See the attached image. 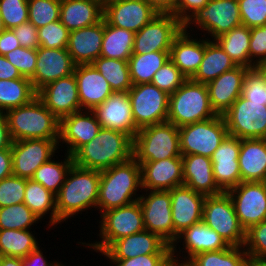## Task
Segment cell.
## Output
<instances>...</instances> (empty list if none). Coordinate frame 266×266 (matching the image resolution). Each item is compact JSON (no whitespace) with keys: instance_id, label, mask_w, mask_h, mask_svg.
Listing matches in <instances>:
<instances>
[{"instance_id":"obj_43","label":"cell","mask_w":266,"mask_h":266,"mask_svg":"<svg viewBox=\"0 0 266 266\" xmlns=\"http://www.w3.org/2000/svg\"><path fill=\"white\" fill-rule=\"evenodd\" d=\"M39 221L24 203L0 208V229L28 230Z\"/></svg>"},{"instance_id":"obj_11","label":"cell","mask_w":266,"mask_h":266,"mask_svg":"<svg viewBox=\"0 0 266 266\" xmlns=\"http://www.w3.org/2000/svg\"><path fill=\"white\" fill-rule=\"evenodd\" d=\"M191 25L208 33L212 40L216 39L242 25L238 0H209L184 24V29L189 33L194 30ZM188 28L192 30L189 31Z\"/></svg>"},{"instance_id":"obj_36","label":"cell","mask_w":266,"mask_h":266,"mask_svg":"<svg viewBox=\"0 0 266 266\" xmlns=\"http://www.w3.org/2000/svg\"><path fill=\"white\" fill-rule=\"evenodd\" d=\"M37 96L30 79L26 77L0 79V113L26 105Z\"/></svg>"},{"instance_id":"obj_65","label":"cell","mask_w":266,"mask_h":266,"mask_svg":"<svg viewBox=\"0 0 266 266\" xmlns=\"http://www.w3.org/2000/svg\"><path fill=\"white\" fill-rule=\"evenodd\" d=\"M0 266H22V258L0 256Z\"/></svg>"},{"instance_id":"obj_50","label":"cell","mask_w":266,"mask_h":266,"mask_svg":"<svg viewBox=\"0 0 266 266\" xmlns=\"http://www.w3.org/2000/svg\"><path fill=\"white\" fill-rule=\"evenodd\" d=\"M242 25L251 28L266 25V0H238Z\"/></svg>"},{"instance_id":"obj_39","label":"cell","mask_w":266,"mask_h":266,"mask_svg":"<svg viewBox=\"0 0 266 266\" xmlns=\"http://www.w3.org/2000/svg\"><path fill=\"white\" fill-rule=\"evenodd\" d=\"M32 229H0V256L26 257L39 247V242Z\"/></svg>"},{"instance_id":"obj_8","label":"cell","mask_w":266,"mask_h":266,"mask_svg":"<svg viewBox=\"0 0 266 266\" xmlns=\"http://www.w3.org/2000/svg\"><path fill=\"white\" fill-rule=\"evenodd\" d=\"M228 135L222 115L179 127L181 155H202L211 158Z\"/></svg>"},{"instance_id":"obj_56","label":"cell","mask_w":266,"mask_h":266,"mask_svg":"<svg viewBox=\"0 0 266 266\" xmlns=\"http://www.w3.org/2000/svg\"><path fill=\"white\" fill-rule=\"evenodd\" d=\"M240 147L241 139L227 135L220 146L214 151L211 157L212 163L239 162Z\"/></svg>"},{"instance_id":"obj_30","label":"cell","mask_w":266,"mask_h":266,"mask_svg":"<svg viewBox=\"0 0 266 266\" xmlns=\"http://www.w3.org/2000/svg\"><path fill=\"white\" fill-rule=\"evenodd\" d=\"M182 161L185 186L205 196L223 193L214 180L211 158L193 154L182 156Z\"/></svg>"},{"instance_id":"obj_27","label":"cell","mask_w":266,"mask_h":266,"mask_svg":"<svg viewBox=\"0 0 266 266\" xmlns=\"http://www.w3.org/2000/svg\"><path fill=\"white\" fill-rule=\"evenodd\" d=\"M74 75L81 110H93L113 93L105 77L92 64L75 66Z\"/></svg>"},{"instance_id":"obj_29","label":"cell","mask_w":266,"mask_h":266,"mask_svg":"<svg viewBox=\"0 0 266 266\" xmlns=\"http://www.w3.org/2000/svg\"><path fill=\"white\" fill-rule=\"evenodd\" d=\"M184 28L175 37L169 52V59L189 79L198 70L204 53L205 38H193ZM199 39V40H198Z\"/></svg>"},{"instance_id":"obj_59","label":"cell","mask_w":266,"mask_h":266,"mask_svg":"<svg viewBox=\"0 0 266 266\" xmlns=\"http://www.w3.org/2000/svg\"><path fill=\"white\" fill-rule=\"evenodd\" d=\"M41 250L42 248L38 247L22 258V266H61V262L49 261Z\"/></svg>"},{"instance_id":"obj_19","label":"cell","mask_w":266,"mask_h":266,"mask_svg":"<svg viewBox=\"0 0 266 266\" xmlns=\"http://www.w3.org/2000/svg\"><path fill=\"white\" fill-rule=\"evenodd\" d=\"M147 254H172V247L158 234L144 230L114 241L103 253L106 259H128Z\"/></svg>"},{"instance_id":"obj_48","label":"cell","mask_w":266,"mask_h":266,"mask_svg":"<svg viewBox=\"0 0 266 266\" xmlns=\"http://www.w3.org/2000/svg\"><path fill=\"white\" fill-rule=\"evenodd\" d=\"M0 17L6 29L28 21V0H0Z\"/></svg>"},{"instance_id":"obj_57","label":"cell","mask_w":266,"mask_h":266,"mask_svg":"<svg viewBox=\"0 0 266 266\" xmlns=\"http://www.w3.org/2000/svg\"><path fill=\"white\" fill-rule=\"evenodd\" d=\"M12 30L21 47L37 49L40 46L38 28L29 21L12 28Z\"/></svg>"},{"instance_id":"obj_38","label":"cell","mask_w":266,"mask_h":266,"mask_svg":"<svg viewBox=\"0 0 266 266\" xmlns=\"http://www.w3.org/2000/svg\"><path fill=\"white\" fill-rule=\"evenodd\" d=\"M170 51L132 54L128 59L132 85L151 83L153 75L169 60Z\"/></svg>"},{"instance_id":"obj_53","label":"cell","mask_w":266,"mask_h":266,"mask_svg":"<svg viewBox=\"0 0 266 266\" xmlns=\"http://www.w3.org/2000/svg\"><path fill=\"white\" fill-rule=\"evenodd\" d=\"M212 166L214 180L223 192L241 183L239 162L212 163Z\"/></svg>"},{"instance_id":"obj_9","label":"cell","mask_w":266,"mask_h":266,"mask_svg":"<svg viewBox=\"0 0 266 266\" xmlns=\"http://www.w3.org/2000/svg\"><path fill=\"white\" fill-rule=\"evenodd\" d=\"M222 116L228 135L239 139H266V102L250 101L240 95Z\"/></svg>"},{"instance_id":"obj_49","label":"cell","mask_w":266,"mask_h":266,"mask_svg":"<svg viewBox=\"0 0 266 266\" xmlns=\"http://www.w3.org/2000/svg\"><path fill=\"white\" fill-rule=\"evenodd\" d=\"M26 179L15 175L0 181V208L23 203L25 198Z\"/></svg>"},{"instance_id":"obj_34","label":"cell","mask_w":266,"mask_h":266,"mask_svg":"<svg viewBox=\"0 0 266 266\" xmlns=\"http://www.w3.org/2000/svg\"><path fill=\"white\" fill-rule=\"evenodd\" d=\"M23 203L41 220L49 214L47 226H57L56 198L53 193L32 179H26L25 198Z\"/></svg>"},{"instance_id":"obj_14","label":"cell","mask_w":266,"mask_h":266,"mask_svg":"<svg viewBox=\"0 0 266 266\" xmlns=\"http://www.w3.org/2000/svg\"><path fill=\"white\" fill-rule=\"evenodd\" d=\"M140 195L138 201L141 205L145 230L158 234L172 246L174 244V224L170 191L142 190Z\"/></svg>"},{"instance_id":"obj_63","label":"cell","mask_w":266,"mask_h":266,"mask_svg":"<svg viewBox=\"0 0 266 266\" xmlns=\"http://www.w3.org/2000/svg\"><path fill=\"white\" fill-rule=\"evenodd\" d=\"M22 78L18 69L13 66L3 55H0V79L12 80Z\"/></svg>"},{"instance_id":"obj_3","label":"cell","mask_w":266,"mask_h":266,"mask_svg":"<svg viewBox=\"0 0 266 266\" xmlns=\"http://www.w3.org/2000/svg\"><path fill=\"white\" fill-rule=\"evenodd\" d=\"M140 189L142 191L141 165L133 157L100 171L96 210L99 209L98 213L101 214L137 201L141 196L137 194Z\"/></svg>"},{"instance_id":"obj_46","label":"cell","mask_w":266,"mask_h":266,"mask_svg":"<svg viewBox=\"0 0 266 266\" xmlns=\"http://www.w3.org/2000/svg\"><path fill=\"white\" fill-rule=\"evenodd\" d=\"M70 31L60 20L38 28L39 44L44 48H67Z\"/></svg>"},{"instance_id":"obj_12","label":"cell","mask_w":266,"mask_h":266,"mask_svg":"<svg viewBox=\"0 0 266 266\" xmlns=\"http://www.w3.org/2000/svg\"><path fill=\"white\" fill-rule=\"evenodd\" d=\"M135 126H146L167 121L169 95L152 83L132 85L128 91Z\"/></svg>"},{"instance_id":"obj_51","label":"cell","mask_w":266,"mask_h":266,"mask_svg":"<svg viewBox=\"0 0 266 266\" xmlns=\"http://www.w3.org/2000/svg\"><path fill=\"white\" fill-rule=\"evenodd\" d=\"M243 248L249 256L266 259V220L245 231Z\"/></svg>"},{"instance_id":"obj_4","label":"cell","mask_w":266,"mask_h":266,"mask_svg":"<svg viewBox=\"0 0 266 266\" xmlns=\"http://www.w3.org/2000/svg\"><path fill=\"white\" fill-rule=\"evenodd\" d=\"M5 115L12 141L59 140L60 120L37 96L26 105L8 110Z\"/></svg>"},{"instance_id":"obj_55","label":"cell","mask_w":266,"mask_h":266,"mask_svg":"<svg viewBox=\"0 0 266 266\" xmlns=\"http://www.w3.org/2000/svg\"><path fill=\"white\" fill-rule=\"evenodd\" d=\"M110 266H172V254H147L128 259H109ZM113 264V265H112Z\"/></svg>"},{"instance_id":"obj_13","label":"cell","mask_w":266,"mask_h":266,"mask_svg":"<svg viewBox=\"0 0 266 266\" xmlns=\"http://www.w3.org/2000/svg\"><path fill=\"white\" fill-rule=\"evenodd\" d=\"M184 25L173 14H157L134 34L133 54L170 51Z\"/></svg>"},{"instance_id":"obj_41","label":"cell","mask_w":266,"mask_h":266,"mask_svg":"<svg viewBox=\"0 0 266 266\" xmlns=\"http://www.w3.org/2000/svg\"><path fill=\"white\" fill-rule=\"evenodd\" d=\"M92 65L105 77L113 92H128L132 87L128 60L100 56Z\"/></svg>"},{"instance_id":"obj_20","label":"cell","mask_w":266,"mask_h":266,"mask_svg":"<svg viewBox=\"0 0 266 266\" xmlns=\"http://www.w3.org/2000/svg\"><path fill=\"white\" fill-rule=\"evenodd\" d=\"M101 128L92 110L72 113L60 120L58 143H65L66 153L72 156L80 147L96 137Z\"/></svg>"},{"instance_id":"obj_5","label":"cell","mask_w":266,"mask_h":266,"mask_svg":"<svg viewBox=\"0 0 266 266\" xmlns=\"http://www.w3.org/2000/svg\"><path fill=\"white\" fill-rule=\"evenodd\" d=\"M215 116L217 114L211 107L206 84L189 78L169 95L167 121L178 128Z\"/></svg>"},{"instance_id":"obj_69","label":"cell","mask_w":266,"mask_h":266,"mask_svg":"<svg viewBox=\"0 0 266 266\" xmlns=\"http://www.w3.org/2000/svg\"><path fill=\"white\" fill-rule=\"evenodd\" d=\"M172 266H184V265H180V264H173Z\"/></svg>"},{"instance_id":"obj_42","label":"cell","mask_w":266,"mask_h":266,"mask_svg":"<svg viewBox=\"0 0 266 266\" xmlns=\"http://www.w3.org/2000/svg\"><path fill=\"white\" fill-rule=\"evenodd\" d=\"M248 254L243 246L196 254L184 266H244Z\"/></svg>"},{"instance_id":"obj_33","label":"cell","mask_w":266,"mask_h":266,"mask_svg":"<svg viewBox=\"0 0 266 266\" xmlns=\"http://www.w3.org/2000/svg\"><path fill=\"white\" fill-rule=\"evenodd\" d=\"M207 38V39H206ZM205 38V53L202 62L191 80L207 84L222 73L236 67L230 56L213 39Z\"/></svg>"},{"instance_id":"obj_2","label":"cell","mask_w":266,"mask_h":266,"mask_svg":"<svg viewBox=\"0 0 266 266\" xmlns=\"http://www.w3.org/2000/svg\"><path fill=\"white\" fill-rule=\"evenodd\" d=\"M100 171L72 165L56 198L57 218L62 222L70 217L97 208Z\"/></svg>"},{"instance_id":"obj_45","label":"cell","mask_w":266,"mask_h":266,"mask_svg":"<svg viewBox=\"0 0 266 266\" xmlns=\"http://www.w3.org/2000/svg\"><path fill=\"white\" fill-rule=\"evenodd\" d=\"M187 79L188 78L169 59L153 75L151 83L168 95H171Z\"/></svg>"},{"instance_id":"obj_21","label":"cell","mask_w":266,"mask_h":266,"mask_svg":"<svg viewBox=\"0 0 266 266\" xmlns=\"http://www.w3.org/2000/svg\"><path fill=\"white\" fill-rule=\"evenodd\" d=\"M75 63L67 48H37L34 76L30 79L36 92L47 84L74 73Z\"/></svg>"},{"instance_id":"obj_16","label":"cell","mask_w":266,"mask_h":266,"mask_svg":"<svg viewBox=\"0 0 266 266\" xmlns=\"http://www.w3.org/2000/svg\"><path fill=\"white\" fill-rule=\"evenodd\" d=\"M59 140L24 139L12 141L13 175L31 179L35 171L59 149Z\"/></svg>"},{"instance_id":"obj_52","label":"cell","mask_w":266,"mask_h":266,"mask_svg":"<svg viewBox=\"0 0 266 266\" xmlns=\"http://www.w3.org/2000/svg\"><path fill=\"white\" fill-rule=\"evenodd\" d=\"M4 57L15 66L22 77L31 79L34 76L37 61V49L18 47Z\"/></svg>"},{"instance_id":"obj_24","label":"cell","mask_w":266,"mask_h":266,"mask_svg":"<svg viewBox=\"0 0 266 266\" xmlns=\"http://www.w3.org/2000/svg\"><path fill=\"white\" fill-rule=\"evenodd\" d=\"M92 111L103 128L122 131L132 138L139 130L135 126L128 92H113Z\"/></svg>"},{"instance_id":"obj_68","label":"cell","mask_w":266,"mask_h":266,"mask_svg":"<svg viewBox=\"0 0 266 266\" xmlns=\"http://www.w3.org/2000/svg\"><path fill=\"white\" fill-rule=\"evenodd\" d=\"M264 87L266 91V66H264Z\"/></svg>"},{"instance_id":"obj_60","label":"cell","mask_w":266,"mask_h":266,"mask_svg":"<svg viewBox=\"0 0 266 266\" xmlns=\"http://www.w3.org/2000/svg\"><path fill=\"white\" fill-rule=\"evenodd\" d=\"M20 47L19 40L16 38L12 29H5L0 34V55H5L10 51Z\"/></svg>"},{"instance_id":"obj_66","label":"cell","mask_w":266,"mask_h":266,"mask_svg":"<svg viewBox=\"0 0 266 266\" xmlns=\"http://www.w3.org/2000/svg\"><path fill=\"white\" fill-rule=\"evenodd\" d=\"M244 266H266V259L247 256Z\"/></svg>"},{"instance_id":"obj_58","label":"cell","mask_w":266,"mask_h":266,"mask_svg":"<svg viewBox=\"0 0 266 266\" xmlns=\"http://www.w3.org/2000/svg\"><path fill=\"white\" fill-rule=\"evenodd\" d=\"M209 0H177L173 15L184 25L192 15L204 7Z\"/></svg>"},{"instance_id":"obj_6","label":"cell","mask_w":266,"mask_h":266,"mask_svg":"<svg viewBox=\"0 0 266 266\" xmlns=\"http://www.w3.org/2000/svg\"><path fill=\"white\" fill-rule=\"evenodd\" d=\"M182 157L179 128L166 121L140 128L133 138V158L139 163Z\"/></svg>"},{"instance_id":"obj_22","label":"cell","mask_w":266,"mask_h":266,"mask_svg":"<svg viewBox=\"0 0 266 266\" xmlns=\"http://www.w3.org/2000/svg\"><path fill=\"white\" fill-rule=\"evenodd\" d=\"M37 97L59 120L81 111L74 73L47 84L37 92Z\"/></svg>"},{"instance_id":"obj_17","label":"cell","mask_w":266,"mask_h":266,"mask_svg":"<svg viewBox=\"0 0 266 266\" xmlns=\"http://www.w3.org/2000/svg\"><path fill=\"white\" fill-rule=\"evenodd\" d=\"M179 242L180 245L183 244V247L179 246V248H177ZM171 247L173 262L175 264L185 265L196 254L206 251L223 250L230 247V245L216 231L209 228L201 221L189 228H186L182 233H180L178 239ZM177 250H179V252ZM181 254L185 257H181Z\"/></svg>"},{"instance_id":"obj_37","label":"cell","mask_w":266,"mask_h":266,"mask_svg":"<svg viewBox=\"0 0 266 266\" xmlns=\"http://www.w3.org/2000/svg\"><path fill=\"white\" fill-rule=\"evenodd\" d=\"M221 48L230 56L236 66L250 68L249 43L250 28L244 25L233 28L232 30L214 39Z\"/></svg>"},{"instance_id":"obj_61","label":"cell","mask_w":266,"mask_h":266,"mask_svg":"<svg viewBox=\"0 0 266 266\" xmlns=\"http://www.w3.org/2000/svg\"><path fill=\"white\" fill-rule=\"evenodd\" d=\"M13 175V162L11 148L0 150V181Z\"/></svg>"},{"instance_id":"obj_67","label":"cell","mask_w":266,"mask_h":266,"mask_svg":"<svg viewBox=\"0 0 266 266\" xmlns=\"http://www.w3.org/2000/svg\"><path fill=\"white\" fill-rule=\"evenodd\" d=\"M6 28H5V25H4V23H3V21H2V19H1V17H0V34L5 30Z\"/></svg>"},{"instance_id":"obj_40","label":"cell","mask_w":266,"mask_h":266,"mask_svg":"<svg viewBox=\"0 0 266 266\" xmlns=\"http://www.w3.org/2000/svg\"><path fill=\"white\" fill-rule=\"evenodd\" d=\"M64 155L65 158L63 162L51 158L49 161L43 163L31 178L34 182L40 183L55 196L64 184L66 176L74 164L71 155L67 153Z\"/></svg>"},{"instance_id":"obj_44","label":"cell","mask_w":266,"mask_h":266,"mask_svg":"<svg viewBox=\"0 0 266 266\" xmlns=\"http://www.w3.org/2000/svg\"><path fill=\"white\" fill-rule=\"evenodd\" d=\"M61 0H28V21L36 28L59 20Z\"/></svg>"},{"instance_id":"obj_54","label":"cell","mask_w":266,"mask_h":266,"mask_svg":"<svg viewBox=\"0 0 266 266\" xmlns=\"http://www.w3.org/2000/svg\"><path fill=\"white\" fill-rule=\"evenodd\" d=\"M250 68L266 66V25L250 29Z\"/></svg>"},{"instance_id":"obj_64","label":"cell","mask_w":266,"mask_h":266,"mask_svg":"<svg viewBox=\"0 0 266 266\" xmlns=\"http://www.w3.org/2000/svg\"><path fill=\"white\" fill-rule=\"evenodd\" d=\"M12 139L9 134L8 121L5 113H0V150L11 148Z\"/></svg>"},{"instance_id":"obj_47","label":"cell","mask_w":266,"mask_h":266,"mask_svg":"<svg viewBox=\"0 0 266 266\" xmlns=\"http://www.w3.org/2000/svg\"><path fill=\"white\" fill-rule=\"evenodd\" d=\"M241 96L250 101L266 102L264 66L246 70Z\"/></svg>"},{"instance_id":"obj_1","label":"cell","mask_w":266,"mask_h":266,"mask_svg":"<svg viewBox=\"0 0 266 266\" xmlns=\"http://www.w3.org/2000/svg\"><path fill=\"white\" fill-rule=\"evenodd\" d=\"M133 157V138L119 130L101 128L90 142L73 155V163L82 168L103 171Z\"/></svg>"},{"instance_id":"obj_25","label":"cell","mask_w":266,"mask_h":266,"mask_svg":"<svg viewBox=\"0 0 266 266\" xmlns=\"http://www.w3.org/2000/svg\"><path fill=\"white\" fill-rule=\"evenodd\" d=\"M140 165L142 190L169 191L184 185L182 157L143 162Z\"/></svg>"},{"instance_id":"obj_26","label":"cell","mask_w":266,"mask_h":266,"mask_svg":"<svg viewBox=\"0 0 266 266\" xmlns=\"http://www.w3.org/2000/svg\"><path fill=\"white\" fill-rule=\"evenodd\" d=\"M247 69L236 66L206 84L211 107L217 115H223L241 95Z\"/></svg>"},{"instance_id":"obj_18","label":"cell","mask_w":266,"mask_h":266,"mask_svg":"<svg viewBox=\"0 0 266 266\" xmlns=\"http://www.w3.org/2000/svg\"><path fill=\"white\" fill-rule=\"evenodd\" d=\"M157 13L145 0H105L104 20L112 26L138 32Z\"/></svg>"},{"instance_id":"obj_23","label":"cell","mask_w":266,"mask_h":266,"mask_svg":"<svg viewBox=\"0 0 266 266\" xmlns=\"http://www.w3.org/2000/svg\"><path fill=\"white\" fill-rule=\"evenodd\" d=\"M170 191L172 221L174 224V243L180 233L202 221L205 195L182 185Z\"/></svg>"},{"instance_id":"obj_35","label":"cell","mask_w":266,"mask_h":266,"mask_svg":"<svg viewBox=\"0 0 266 266\" xmlns=\"http://www.w3.org/2000/svg\"><path fill=\"white\" fill-rule=\"evenodd\" d=\"M134 32L109 25L104 20V34L100 56L128 60L133 54Z\"/></svg>"},{"instance_id":"obj_7","label":"cell","mask_w":266,"mask_h":266,"mask_svg":"<svg viewBox=\"0 0 266 266\" xmlns=\"http://www.w3.org/2000/svg\"><path fill=\"white\" fill-rule=\"evenodd\" d=\"M100 241L79 242L97 253H103L114 241L145 230L143 214L139 201L118 208H112L100 214Z\"/></svg>"},{"instance_id":"obj_31","label":"cell","mask_w":266,"mask_h":266,"mask_svg":"<svg viewBox=\"0 0 266 266\" xmlns=\"http://www.w3.org/2000/svg\"><path fill=\"white\" fill-rule=\"evenodd\" d=\"M103 14L102 0H61L59 20L71 32L100 22Z\"/></svg>"},{"instance_id":"obj_28","label":"cell","mask_w":266,"mask_h":266,"mask_svg":"<svg viewBox=\"0 0 266 266\" xmlns=\"http://www.w3.org/2000/svg\"><path fill=\"white\" fill-rule=\"evenodd\" d=\"M104 34V18L91 26L71 31L67 51L75 65L92 64L100 57Z\"/></svg>"},{"instance_id":"obj_62","label":"cell","mask_w":266,"mask_h":266,"mask_svg":"<svg viewBox=\"0 0 266 266\" xmlns=\"http://www.w3.org/2000/svg\"><path fill=\"white\" fill-rule=\"evenodd\" d=\"M159 14H173L177 0H145Z\"/></svg>"},{"instance_id":"obj_10","label":"cell","mask_w":266,"mask_h":266,"mask_svg":"<svg viewBox=\"0 0 266 266\" xmlns=\"http://www.w3.org/2000/svg\"><path fill=\"white\" fill-rule=\"evenodd\" d=\"M202 222L216 231L230 246H243L245 229L240 225L230 196L223 192L206 196Z\"/></svg>"},{"instance_id":"obj_15","label":"cell","mask_w":266,"mask_h":266,"mask_svg":"<svg viewBox=\"0 0 266 266\" xmlns=\"http://www.w3.org/2000/svg\"><path fill=\"white\" fill-rule=\"evenodd\" d=\"M226 193L245 231L266 220V182H241Z\"/></svg>"},{"instance_id":"obj_32","label":"cell","mask_w":266,"mask_h":266,"mask_svg":"<svg viewBox=\"0 0 266 266\" xmlns=\"http://www.w3.org/2000/svg\"><path fill=\"white\" fill-rule=\"evenodd\" d=\"M241 182H266V139H241Z\"/></svg>"}]
</instances>
